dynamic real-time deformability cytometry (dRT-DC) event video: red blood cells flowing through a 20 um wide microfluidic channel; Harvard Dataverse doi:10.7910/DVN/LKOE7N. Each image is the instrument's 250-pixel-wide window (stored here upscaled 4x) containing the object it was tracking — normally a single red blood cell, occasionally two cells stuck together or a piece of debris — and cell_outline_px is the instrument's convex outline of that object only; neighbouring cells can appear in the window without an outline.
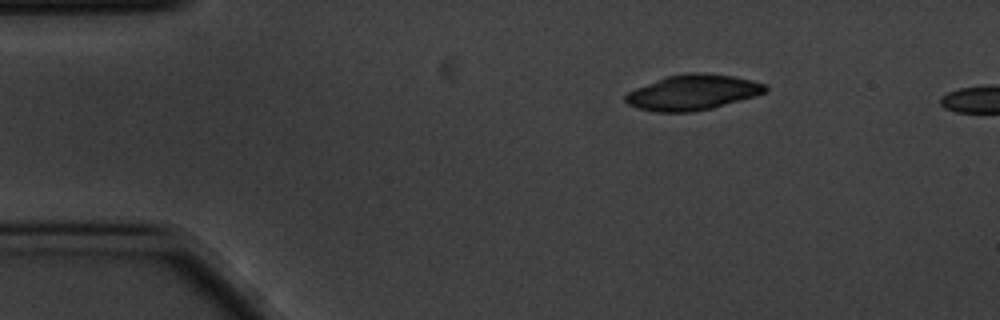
{"species": "common noctule bat (a hibernating species)", "species_latin": "Nyctalus noctula", "temperature_condition": "cold", "stored_images_in_passage": 2, "camera_frame_rate_fps": 3000, "um_per_image_px": 0.085, "animal": {"sex": "male", "body_mass_g": 20.1, "forearm_length_mm": 53.5}, "frame": {"image": 1, "passage_image": 1, "time_ms": 0.0, "image_size_px": [1000, 320], "cell_outline_px": [[768, 88], [764, 92], [752, 96], [712, 108], [692, 112], [656, 112], [636, 108], [628, 104], [624, 100], [624, 96], [628, 92], [636, 88], [664, 76], [688, 72], [704, 72], [732, 76], [752, 80], [764, 84]], "centroid_in_image_um": [58.81, 7.84], "position_along_channel_um": 26.2, "area_um2": 28.73}}